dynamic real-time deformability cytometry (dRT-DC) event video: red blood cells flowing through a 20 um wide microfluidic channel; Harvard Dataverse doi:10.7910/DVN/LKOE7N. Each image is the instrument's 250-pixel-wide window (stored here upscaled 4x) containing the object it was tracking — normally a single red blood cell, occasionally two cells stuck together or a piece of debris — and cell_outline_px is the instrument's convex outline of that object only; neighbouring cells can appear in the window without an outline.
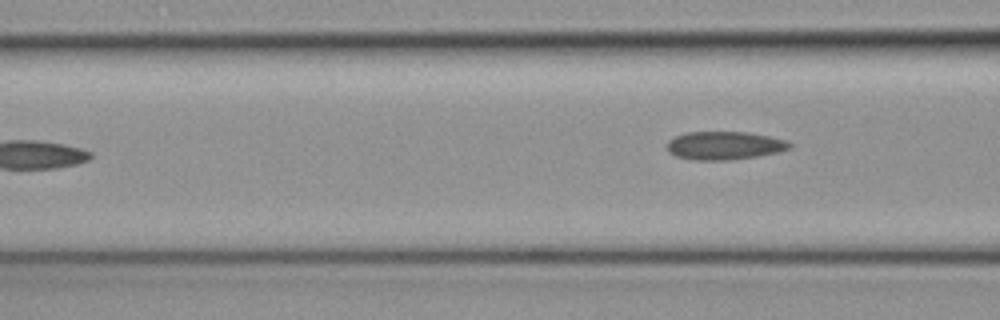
{"species": "common noctule bat (a hibernating species)", "species_latin": "Nyctalus noctula", "temperature_condition": "cold", "stored_images_in_passage": 5, "camera_frame_rate_fps": 3000, "um_per_image_px": 0.085, "animal": {"sex": "female", "body_mass_g": 19.3, "forearm_length_mm": 54.1}, "frame": {"image": 1, "passage_image": 5, "time_ms": 1.333, "image_size_px": [1000, 320], "cell_outline_px": [[792, 148], [776, 152], [756, 156], [728, 160], [696, 160], [676, 156], [668, 152], [668, 140], [684, 132], [748, 132], [788, 140], [792, 144]], "centroid_in_image_um": [61.58, 12.36], "position_along_channel_um": 105.0, "area_um2": 20.11}}